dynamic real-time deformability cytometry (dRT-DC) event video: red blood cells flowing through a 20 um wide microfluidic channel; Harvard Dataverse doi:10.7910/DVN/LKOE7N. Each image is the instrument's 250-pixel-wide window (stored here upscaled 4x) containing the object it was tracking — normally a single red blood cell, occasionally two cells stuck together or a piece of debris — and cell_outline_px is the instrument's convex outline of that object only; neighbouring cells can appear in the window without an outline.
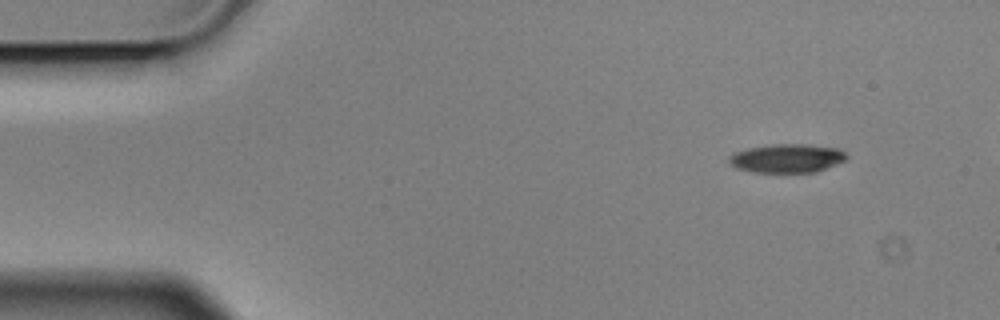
{"species": "Egyptian fruit bat (a non-hibernating species)", "species_latin": "Rousettus aegyptiacus", "temperature_condition": "cold", "stored_images_in_passage": 5, "camera_frame_rate_fps": 3000, "um_per_image_px": 0.085, "animal": {"sex": "male"}, "frame": {"image": 1, "passage_image": 1, "time_ms": 0.0, "image_size_px": [1000, 320], "cell_outline_px": [[848, 156], [844, 160], [836, 164], [816, 172], [752, 172], [736, 168], [728, 164], [728, 156], [736, 152], [748, 148], [776, 144], [800, 144], [840, 148]], "centroid_in_image_um": [66.86, 13.46], "position_along_channel_um": 18.1, "area_um2": 19.59}}
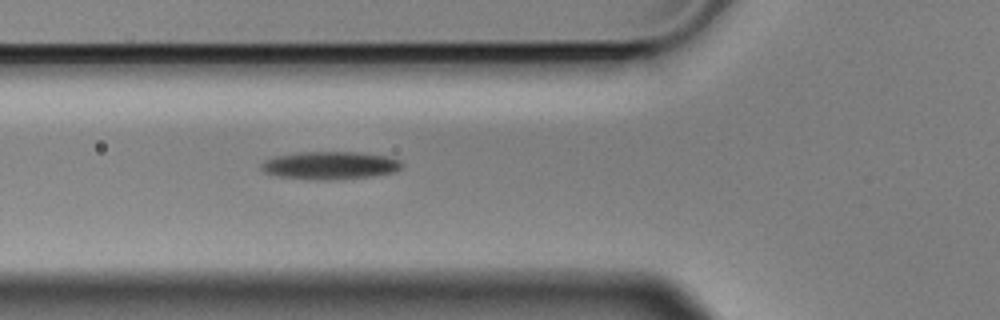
{"frame": {"image": 2, "passage_image": 5, "time_ms": 1.333, "image_size_px": [1000, 320], "cell_outline_px": [[404, 164], [396, 172], [372, 176], [320, 180], [280, 176], [264, 172], [260, 168], [260, 164], [264, 160], [276, 156], [300, 152], [360, 152], [388, 156], [400, 160]], "centroid_in_image_um": [28.08, 14.04], "position_along_channel_um": 97.7, "area_um2": 22.72}}